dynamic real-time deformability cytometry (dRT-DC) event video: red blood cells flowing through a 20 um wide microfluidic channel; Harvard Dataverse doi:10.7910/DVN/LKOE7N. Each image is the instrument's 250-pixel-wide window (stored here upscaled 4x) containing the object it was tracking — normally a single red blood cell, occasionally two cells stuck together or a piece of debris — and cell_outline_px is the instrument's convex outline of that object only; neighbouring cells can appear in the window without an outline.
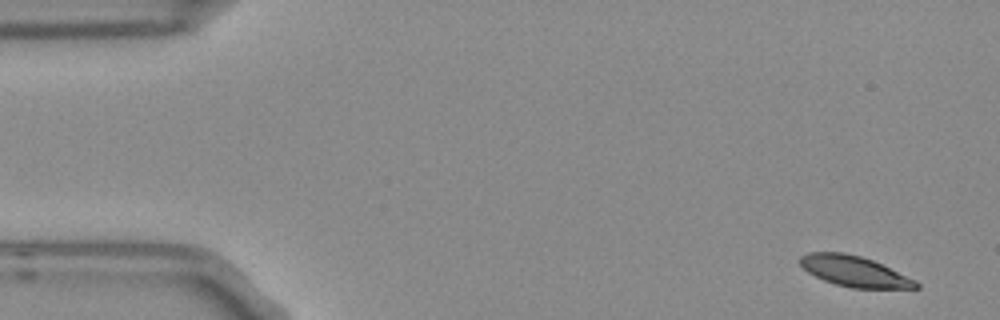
{"species": "Egyptian fruit bat (a non-hibernating species)", "species_latin": "Rousettus aegyptiacus", "temperature_condition": "room temperature", "stored_images_in_passage": 4, "camera_frame_rate_fps": 3000, "um_per_image_px": 0.085, "frame": {"image": 1, "passage_image": 1, "time_ms": 0.0, "image_size_px": [1000, 320], "cell_outline_px": [[920, 288], [852, 288], [836, 284], [824, 280], [808, 272], [800, 264], [800, 256], [808, 252], [844, 252], [860, 256], [872, 260], [916, 280], [920, 284]], "centroid_in_image_um": [72.62, 23.06], "position_along_channel_um": 12.4, "area_um2": 20.46}}